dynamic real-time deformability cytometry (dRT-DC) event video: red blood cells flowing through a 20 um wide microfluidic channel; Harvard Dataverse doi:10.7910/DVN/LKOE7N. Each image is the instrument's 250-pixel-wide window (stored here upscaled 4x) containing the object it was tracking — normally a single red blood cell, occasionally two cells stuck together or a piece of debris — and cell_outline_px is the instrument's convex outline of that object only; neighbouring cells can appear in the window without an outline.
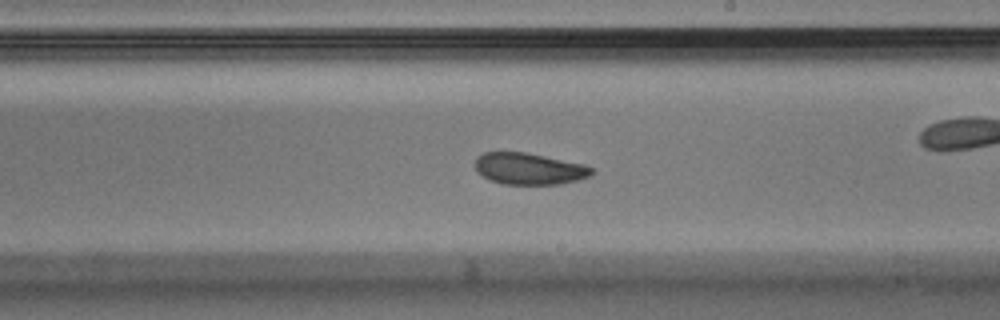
{"species": "Egyptian fruit bat (a non-hibernating species)", "species_latin": "Rousettus aegyptiacus", "temperature_condition": "warm", "stored_images_in_passage": 42, "camera_frame_rate_fps": 3000, "um_per_image_px": 0.085, "animal": {"sex": "male"}, "frame": {"image": 1, "passage_image": 24, "time_ms": 7.667, "image_size_px": [1000, 320], "cell_outline_px": [[596, 172], [592, 176], [580, 180], [560, 184], [504, 184], [488, 180], [476, 172], [476, 156], [484, 152], [528, 152], [584, 164], [592, 168]], "centroid_in_image_um": [45.0, 14.34], "position_along_channel_um": 244.0, "area_um2": 21.85}, "authors_computed_cell_mechanics": {"area_um2": 22.1374, "velocity_mm_per_s": 4.0242, "shape_relaxation_time_tau1_ms": null, "shape_relaxation_time_tau2_ms": 3.5073, "deformation_change_tau1": null, "deformation_change_tau2": 0.08}}